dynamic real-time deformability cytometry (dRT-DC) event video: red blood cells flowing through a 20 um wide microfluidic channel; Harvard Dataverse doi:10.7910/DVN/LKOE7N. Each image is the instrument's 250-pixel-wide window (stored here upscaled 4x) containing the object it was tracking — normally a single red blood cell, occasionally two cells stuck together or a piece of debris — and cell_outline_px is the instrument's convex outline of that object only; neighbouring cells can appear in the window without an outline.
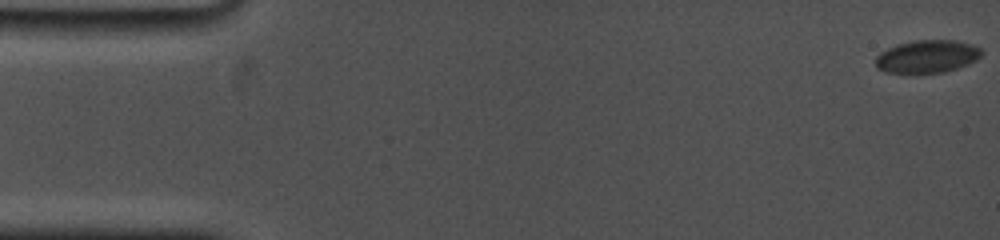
{"species": "common noctule bat (a hibernating species)", "species_latin": "Nyctalus noctula", "temperature_condition": "cold", "stored_images_in_passage": 46, "camera_frame_rate_fps": 5000, "um_per_image_px": 0.085, "animal": {"sex": "female", "body_mass_g": 19.0, "forearm_length_mm": 53.3}, "frame": {"image": 1, "passage_image": 1, "time_ms": 0.0, "image_size_px": [1000, 240], "cell_outline_px": [[984, 52], [976, 60], [968, 64], [944, 72], [884, 72], [876, 68], [876, 56], [880, 52], [896, 44], [916, 40], [956, 40], [972, 44], [980, 48]], "centroid_in_image_um": [78.81, 4.78], "position_along_channel_um": 6.2, "area_um2": 20.17}}
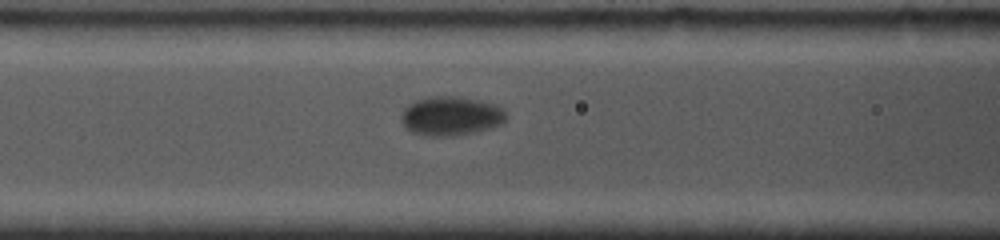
{"frame": {"image": 2, "passage_image": 20, "time_ms": 7.4, "image_size_px": [1000, 240], "cell_outline_px": [[508, 116], [500, 124], [488, 128], [472, 132], [452, 136], [428, 136], [412, 132], [404, 128], [400, 116], [404, 108], [408, 104], [416, 100], [428, 96], [460, 96], [480, 100], [496, 104], [504, 108]], "centroid_in_image_um": [38.31, 9.84], "position_along_channel_um": 128.3, "area_um2": 24.16}}
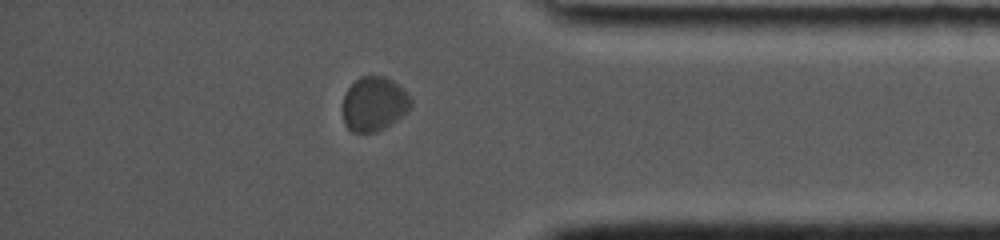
{"frame": {"image": 3, "passage_image": 40, "time_ms": 15.4, "image_size_px": [1000, 240], "cell_outline_px": [[412, 108], [408, 112], [384, 128], [376, 132], [352, 132], [344, 124], [344, 92], [360, 76], [384, 76], [392, 80], [404, 88], [408, 92], [412, 100]], "centroid_in_image_um": [31.83, 8.82], "position_along_channel_um": 403.4, "area_um2": 21.73}, "authors_computed_cell_mechanics": {"area_um2": 21.7039, "velocity_mm_per_s": 3.5236, "shape_relaxation_time_tau1_ms": 1.2279, "shape_relaxation_time_tau2_ms": null, "deformation_change_tau1": 0.0644, "deformation_change_tau2": null}}